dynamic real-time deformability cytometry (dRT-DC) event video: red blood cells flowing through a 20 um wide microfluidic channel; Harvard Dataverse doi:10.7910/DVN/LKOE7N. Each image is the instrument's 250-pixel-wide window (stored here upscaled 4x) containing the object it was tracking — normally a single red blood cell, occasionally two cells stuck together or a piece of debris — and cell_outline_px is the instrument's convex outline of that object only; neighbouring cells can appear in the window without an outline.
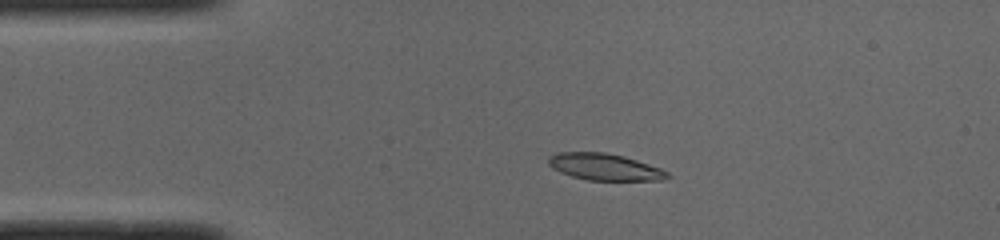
{"species": "common noctule bat (a hibernating species)", "species_latin": "Nyctalus noctula", "temperature_condition": "cold", "stored_images_in_passage": 49, "camera_frame_rate_fps": 3000, "um_per_image_px": 0.085, "animal": {"sex": "male", "body_mass_g": 19.0, "forearm_length_mm": 50.8}, "frame": {"image": 1, "passage_image": 9, "time_ms": 2.667, "image_size_px": [1000, 240], "cell_outline_px": [[672, 176], [664, 180], [588, 180], [572, 176], [560, 172], [552, 168], [548, 164], [548, 156], [556, 152], [604, 152], [624, 156], [660, 168], [668, 172]], "centroid_in_image_um": [51.38, 14.18], "position_along_channel_um": 33.6, "area_um2": 18.55}}
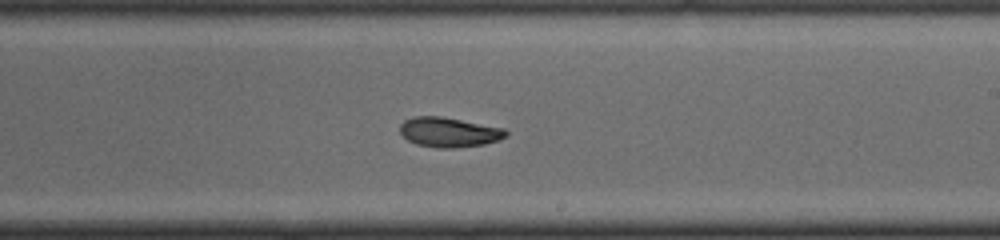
{"frame": {"image": 2, "passage_image": 28, "time_ms": 9.0, "image_size_px": [1000, 240], "cell_outline_px": [[508, 136], [500, 140], [484, 144], [452, 148], [440, 148], [416, 144], [408, 140], [400, 132], [400, 124], [404, 120], [412, 116], [440, 116], [504, 128], [508, 132]], "centroid_in_image_um": [38.17, 11.23], "position_along_channel_um": 250.8, "area_um2": 18.38}}
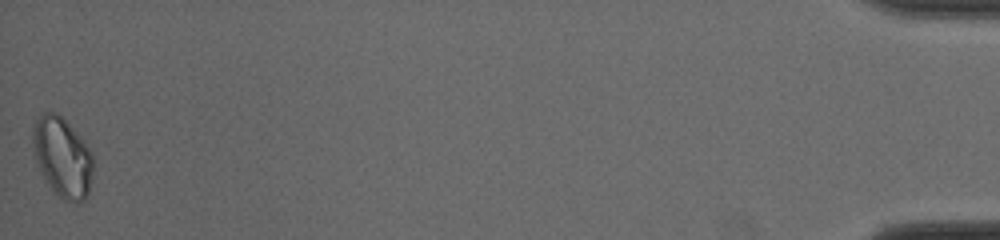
{"frame": {"image": 3, "passage_image": 49, "time_ms": 16.0, "image_size_px": [1000, 240], "cell_outline_px": [[92, 176], [88, 196], [80, 204], [64, 200], [52, 188], [36, 164], [32, 140], [32, 128], [36, 120], [44, 112], [56, 112], [72, 128], [92, 152]], "centroid_in_image_um": [5.3, 13.38], "position_along_channel_um": 429.9, "area_um2": 27.74}, "authors_computed_cell_mechanics": {"area_um2": 18.4382, "velocity_mm_per_s": 3.9797, "shape_relaxation_time_tau1_ms": 6.8658, "shape_relaxation_time_tau2_ms": 2.6623, "deformation_change_tau1": 0.1952, "deformation_change_tau2": 0.0795}}